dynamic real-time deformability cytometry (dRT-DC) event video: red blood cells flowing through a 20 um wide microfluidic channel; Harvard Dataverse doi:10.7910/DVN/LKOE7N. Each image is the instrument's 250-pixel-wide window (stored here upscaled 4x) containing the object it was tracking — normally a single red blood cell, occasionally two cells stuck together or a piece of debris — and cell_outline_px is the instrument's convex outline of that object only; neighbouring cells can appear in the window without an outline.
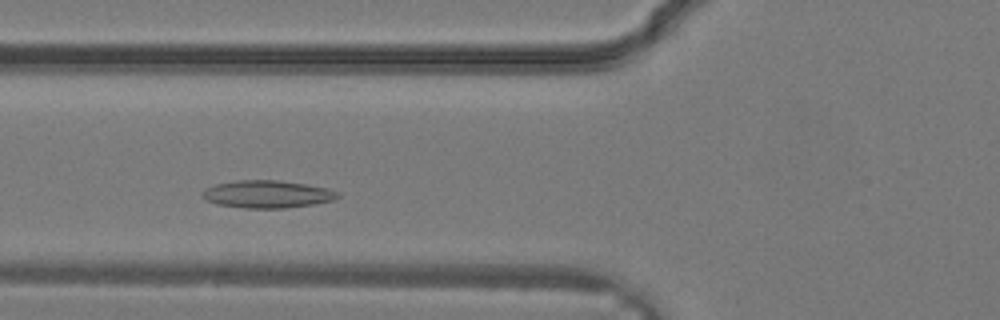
{"species": "common noctule bat (a hibernating species)", "species_latin": "Nyctalus noctula", "temperature_condition": "warm", "stored_images_in_passage": 24, "camera_frame_rate_fps": 3000, "um_per_image_px": 0.085, "animal": {"sex": "male", "body_mass_g": 19.2, "forearm_length_mm": 51.8}, "frame": {"image": 1, "passage_image": 4, "time_ms": 1.0, "image_size_px": [1000, 320], "cell_outline_px": [[340, 196], [332, 200], [312, 204], [284, 208], [244, 208], [216, 204], [200, 196], [200, 192], [204, 188], [216, 184], [236, 180], [276, 180], [304, 184], [328, 188], [336, 192]], "centroid_in_image_um": [22.64, 16.5], "position_along_channel_um": 103.2, "area_um2": 21.62}}
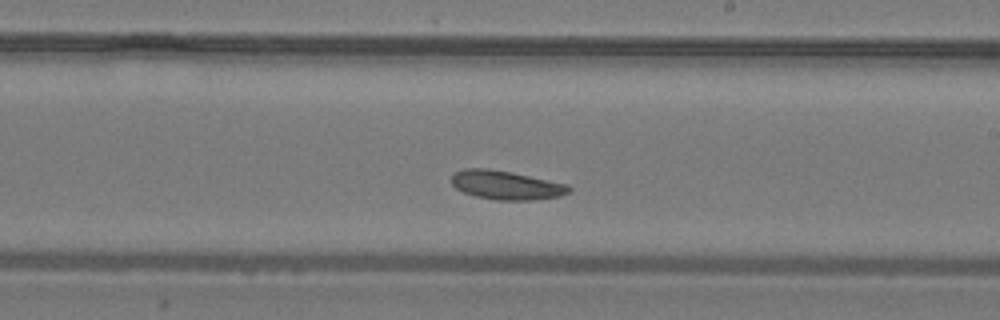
{"frame": {"image": 2, "passage_image": 11, "time_ms": 3.333, "image_size_px": [1000, 320], "cell_outline_px": [[572, 188], [568, 192], [560, 196], [532, 200], [496, 200], [476, 196], [464, 192], [456, 188], [452, 184], [452, 172], [464, 168], [488, 168], [512, 172], [568, 184]], "centroid_in_image_um": [43.01, 15.72], "position_along_channel_um": 246.0, "area_um2": 19.83}}
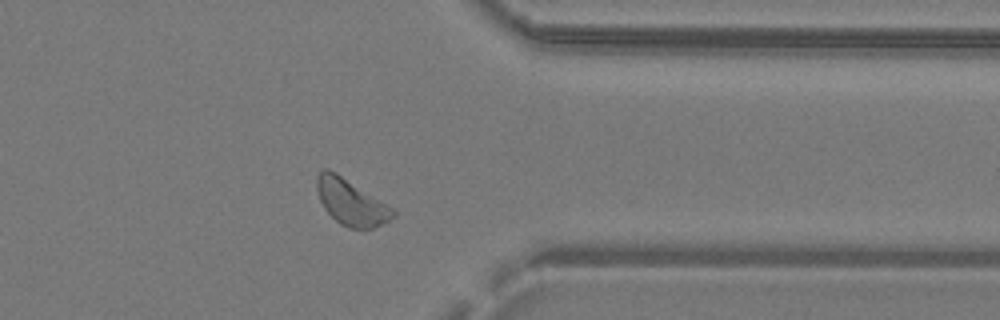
{"frame": {"image": 3, "passage_image": 18, "time_ms": 5.667, "image_size_px": [1000, 320], "cell_outline_px": [[396, 216], [384, 224], [372, 228], [348, 228], [340, 224], [324, 208], [320, 200], [316, 188], [316, 176], [324, 168], [328, 168], [336, 172], [380, 200], [392, 208], [396, 212]], "centroid_in_image_um": [29.83, 17.18], "position_along_channel_um": 381.6, "area_um2": 20.23}}